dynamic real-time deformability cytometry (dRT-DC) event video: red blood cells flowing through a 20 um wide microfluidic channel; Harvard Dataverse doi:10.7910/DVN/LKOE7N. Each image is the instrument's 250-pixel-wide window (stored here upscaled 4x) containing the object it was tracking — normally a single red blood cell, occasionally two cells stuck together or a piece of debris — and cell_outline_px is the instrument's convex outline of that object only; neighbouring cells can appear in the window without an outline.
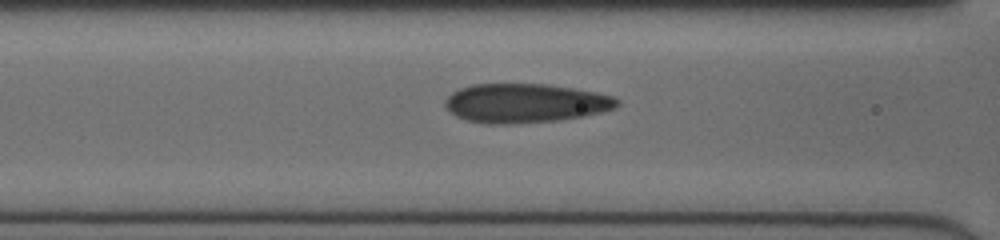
{"species": "human", "species_latin": "Homo sapiens", "temperature_condition": "cold", "stored_images_in_passage": 39, "camera_frame_rate_fps": 3000, "um_per_image_px": 0.085, "donor": {"sex": "female"}, "frame": {"image": 1, "passage_image": 15, "time_ms": 4.667, "image_size_px": [1000, 240], "cell_outline_px": [[620, 104], [616, 108], [584, 116], [556, 120], [500, 124], [492, 124], [468, 120], [456, 116], [448, 112], [444, 104], [444, 100], [452, 92], [460, 88], [472, 84], [548, 84], [596, 92], [612, 96], [620, 100]], "centroid_in_image_um": [44.63, 8.76], "position_along_channel_um": 122.0, "area_um2": 39.07}}
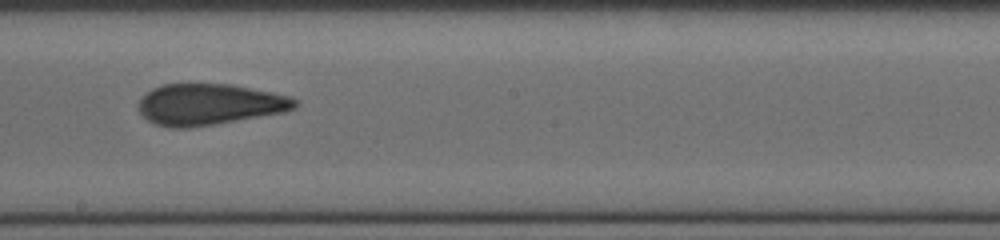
{"frame": {"image": 2, "passage_image": 23, "time_ms": 7.333, "image_size_px": [1000, 240], "cell_outline_px": [[296, 108], [284, 112], [212, 124], [184, 128], [172, 128], [156, 124], [148, 120], [140, 112], [140, 96], [144, 92], [152, 88], [164, 84], [228, 84], [272, 92], [288, 96], [296, 100]], "centroid_in_image_um": [17.76, 8.86], "position_along_channel_um": 230.4, "area_um2": 37.11}}
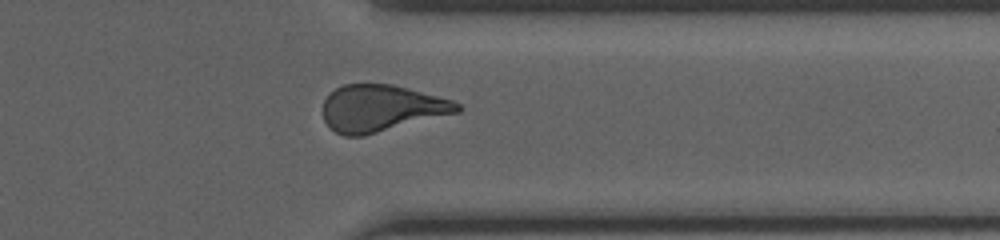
{"frame": {"image": 3, "passage_image": 34, "time_ms": 11.0, "image_size_px": [1000, 240], "cell_outline_px": [[464, 108], [460, 112], [364, 136], [344, 136], [336, 132], [324, 120], [324, 100], [336, 88], [344, 84], [392, 84], [408, 88], [452, 100], [460, 104]], "centroid_in_image_um": [32.45, 9.21], "position_along_channel_um": 379.0, "area_um2": 36.47}}